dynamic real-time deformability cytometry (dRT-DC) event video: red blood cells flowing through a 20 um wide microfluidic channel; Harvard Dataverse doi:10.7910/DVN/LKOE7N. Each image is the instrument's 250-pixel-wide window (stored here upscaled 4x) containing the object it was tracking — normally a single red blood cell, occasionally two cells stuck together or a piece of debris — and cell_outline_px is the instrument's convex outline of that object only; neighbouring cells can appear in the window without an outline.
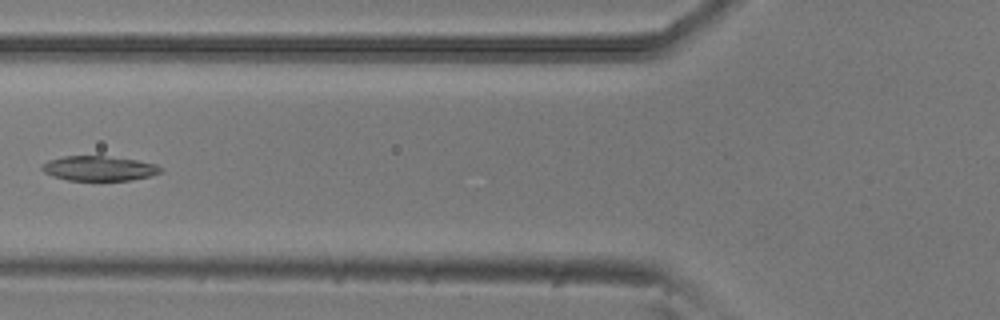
{"species": "common noctule bat (a hibernating species)", "species_latin": "Nyctalus noctula", "temperature_condition": "room temperature", "stored_images_in_passage": 7, "camera_frame_rate_fps": 3000, "um_per_image_px": 0.085, "animal": {"sex": "male", "body_mass_g": 20.5, "forearm_length_mm": 52.5}, "frame": {"image": 1, "passage_image": 6, "time_ms": 1.667, "image_size_px": [1000, 320], "cell_outline_px": [[164, 172], [132, 180], [68, 180], [52, 176], [44, 172], [40, 168], [48, 160], [64, 156], [104, 156], [136, 160], [156, 164], [164, 168]], "centroid_in_image_um": [8.44, 14.31], "position_along_channel_um": 117.4, "area_um2": 17.11}}
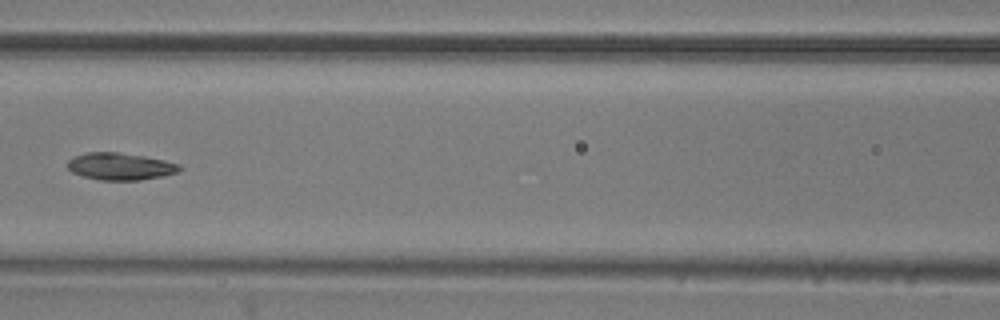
{"frame": {"image": 2, "passage_image": 7, "time_ms": 2.0, "image_size_px": [1000, 320], "cell_outline_px": [[184, 168], [176, 172], [164, 176], [140, 180], [100, 180], [84, 176], [72, 172], [68, 168], [68, 160], [76, 156], [88, 152], [116, 152], [144, 156], [164, 160], [180, 164]], "centroid_in_image_um": [10.26, 14.15], "position_along_channel_um": 156.3, "area_um2": 17.63}}